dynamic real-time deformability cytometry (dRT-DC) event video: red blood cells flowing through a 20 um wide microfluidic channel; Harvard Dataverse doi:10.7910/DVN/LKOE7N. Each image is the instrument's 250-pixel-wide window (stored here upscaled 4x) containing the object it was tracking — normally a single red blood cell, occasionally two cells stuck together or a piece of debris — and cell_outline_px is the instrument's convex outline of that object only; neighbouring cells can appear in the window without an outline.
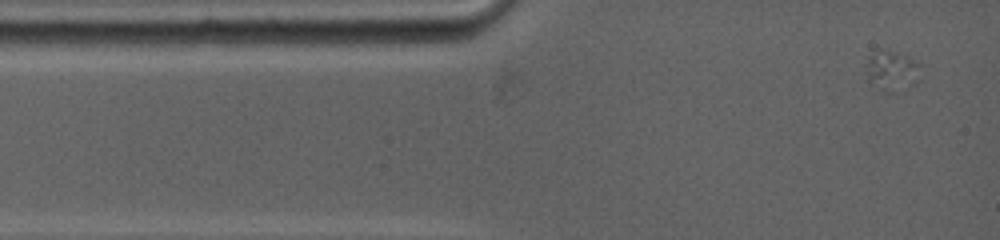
{"species": "common noctule bat (a hibernating species)", "species_latin": "Nyctalus noctula", "temperature_condition": "warm", "stored_images_in_passage": 10, "camera_frame_rate_fps": 5000, "um_per_image_px": 0.085, "animal": {"sex": "female", "body_mass_g": 19.0, "forearm_length_mm": 53.3}, "frame": {"image": 1, "passage_image": 2, "time_ms": 0.2, "image_size_px": [1000, 240], "cell_outline_px": [[920, 80], [912, 84], [892, 92], [888, 92], [880, 88], [872, 76], [868, 64], [868, 56], [872, 52], [880, 48], [884, 48], [896, 52], [920, 64]], "centroid_in_image_um": [75.89, 5.94], "position_along_channel_um": 9.1, "area_um2": 11.85}}